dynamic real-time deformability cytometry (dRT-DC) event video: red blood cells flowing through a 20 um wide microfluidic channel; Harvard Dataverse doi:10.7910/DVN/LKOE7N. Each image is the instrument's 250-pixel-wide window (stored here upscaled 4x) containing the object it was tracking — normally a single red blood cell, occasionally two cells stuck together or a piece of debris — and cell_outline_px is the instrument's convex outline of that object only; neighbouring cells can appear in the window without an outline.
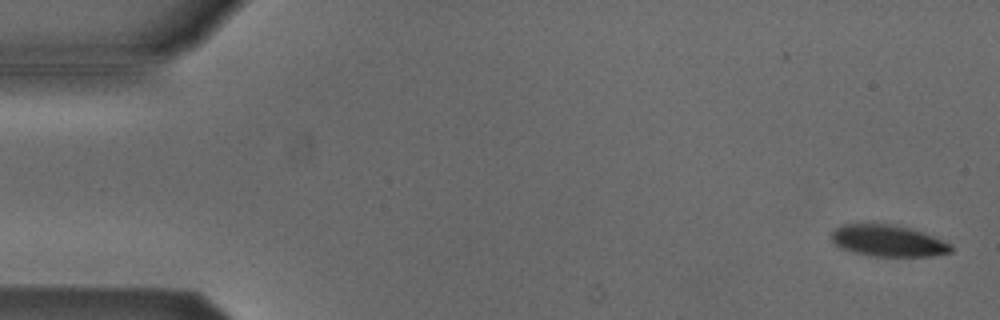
{"species": "Egyptian fruit bat (a non-hibernating species)", "species_latin": "Rousettus aegyptiacus", "temperature_condition": "cold", "stored_images_in_passage": 7, "camera_frame_rate_fps": 3000, "um_per_image_px": 0.085, "animal": {"sex": "male"}, "frame": {"image": 1, "passage_image": 1, "time_ms": 0.0, "image_size_px": [1000, 320], "cell_outline_px": [[952, 252], [932, 256], [876, 256], [852, 252], [840, 248], [832, 240], [832, 232], [840, 224], [892, 224], [924, 232], [952, 244]], "centroid_in_image_um": [75.5, 20.47], "position_along_channel_um": 9.5, "area_um2": 21.91}}
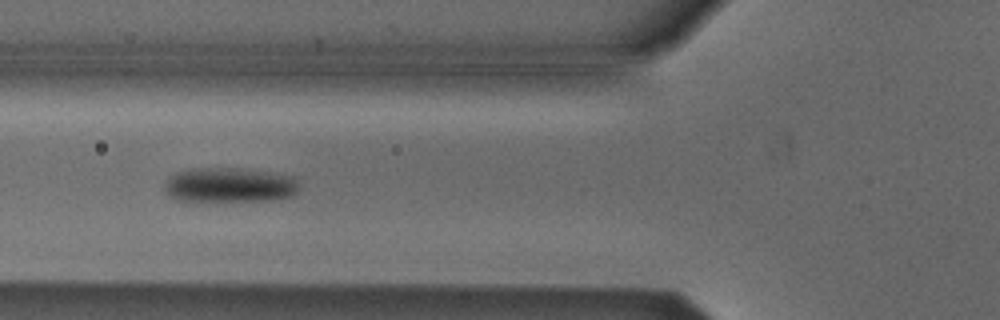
{"frame": {"image": 2, "passage_image": 6, "time_ms": 6.0, "image_size_px": [1000, 320], "cell_outline_px": [[296, 192], [292, 196], [272, 200], [176, 200], [168, 196], [164, 188], [164, 184], [176, 172], [192, 168], [236, 168], [296, 176]], "centroid_in_image_um": [19.48, 15.72], "position_along_channel_um": 106.3, "area_um2": 26.88}}
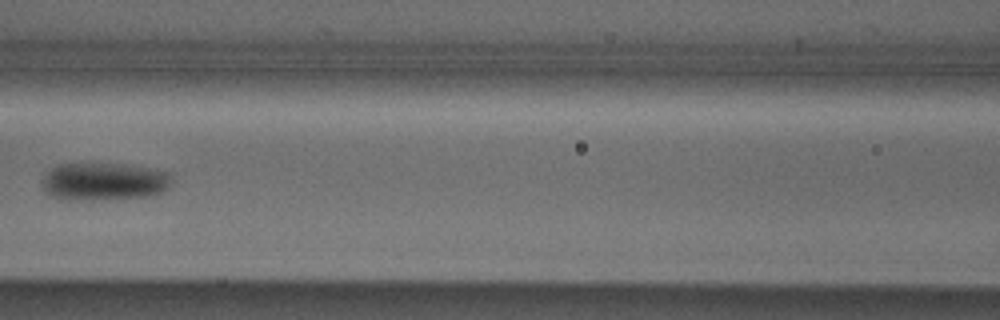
{"frame": {"image": 3, "passage_image": 7, "time_ms": 7.333, "image_size_px": [1000, 320], "cell_outline_px": [[172, 180], [168, 188], [160, 192], [148, 196], [100, 200], [60, 200], [44, 192], [40, 184], [40, 180], [44, 172], [56, 164], [128, 164], [168, 172], [172, 176]], "centroid_in_image_um": [8.75, 15.44], "position_along_channel_um": 157.9, "area_um2": 29.13}}